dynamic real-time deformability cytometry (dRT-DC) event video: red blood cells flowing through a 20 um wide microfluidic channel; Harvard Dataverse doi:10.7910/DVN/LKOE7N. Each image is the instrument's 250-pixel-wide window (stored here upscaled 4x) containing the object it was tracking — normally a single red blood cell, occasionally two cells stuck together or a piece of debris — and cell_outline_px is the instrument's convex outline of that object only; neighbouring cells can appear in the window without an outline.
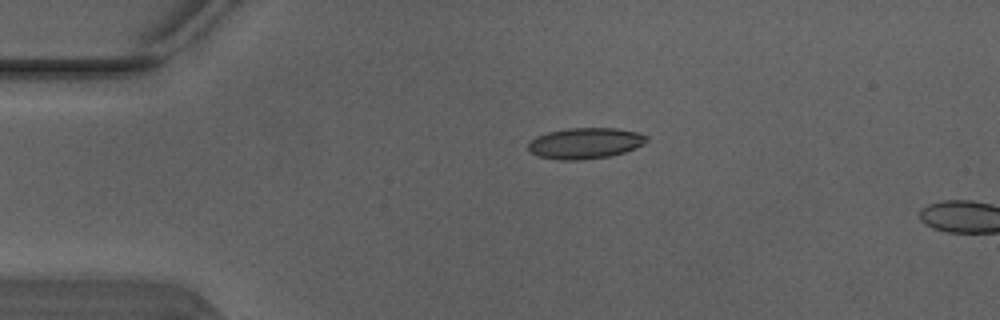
{"species": "Egyptian fruit bat (a non-hibernating species)", "species_latin": "Rousettus aegyptiacus", "temperature_condition": "warm", "stored_images_in_passage": 2, "camera_frame_rate_fps": 3000, "um_per_image_px": 0.085, "animal": {"sex": "male"}, "frame": {"image": 1, "passage_image": 2, "time_ms": 0.333, "image_size_px": [1000, 320], "cell_outline_px": [[648, 140], [644, 144], [636, 148], [624, 152], [608, 156], [584, 160], [560, 160], [536, 156], [528, 148], [528, 144], [536, 136], [548, 132], [568, 128], [616, 128], [640, 132], [648, 136]], "centroid_in_image_um": [49.77, 12.17], "position_along_channel_um": 35.2, "area_um2": 21.5}}